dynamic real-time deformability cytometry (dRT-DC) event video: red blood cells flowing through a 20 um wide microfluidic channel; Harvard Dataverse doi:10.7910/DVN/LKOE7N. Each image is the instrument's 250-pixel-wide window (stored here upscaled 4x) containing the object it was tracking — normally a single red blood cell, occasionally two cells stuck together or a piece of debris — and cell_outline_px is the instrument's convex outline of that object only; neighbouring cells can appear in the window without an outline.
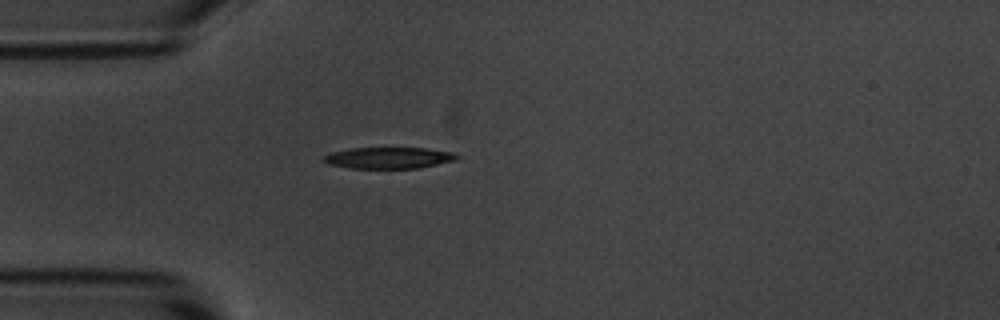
{"species": "common noctule bat (a hibernating species)", "species_latin": "Nyctalus noctula", "temperature_condition": "room temperature", "stored_images_in_passage": 1, "camera_frame_rate_fps": 3000, "um_per_image_px": 0.085, "animal": {"sex": "male", "body_mass_g": 20.1, "forearm_length_mm": 53.5}, "frame": {"image": 1, "passage_image": 1, "time_ms": 0.0, "image_size_px": [1000, 320], "cell_outline_px": [[460, 156], [456, 160], [416, 168], [348, 168], [328, 164], [320, 160], [324, 156], [332, 152], [348, 148], [424, 148], [452, 152]], "centroid_in_image_um": [32.98, 13.41], "position_along_channel_um": 52.0, "area_um2": 16.53}}